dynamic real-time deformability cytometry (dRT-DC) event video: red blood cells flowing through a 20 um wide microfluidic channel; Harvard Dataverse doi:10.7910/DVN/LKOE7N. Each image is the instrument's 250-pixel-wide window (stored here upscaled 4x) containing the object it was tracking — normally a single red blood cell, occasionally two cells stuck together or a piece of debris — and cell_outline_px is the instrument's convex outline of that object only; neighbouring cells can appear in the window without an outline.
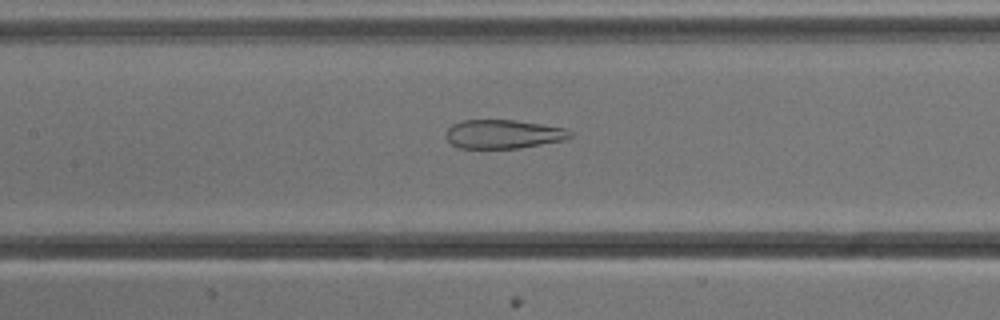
{"species": "common noctule bat (a hibernating species)", "species_latin": "Nyctalus noctula", "temperature_condition": "cold", "stored_images_in_passage": 54, "camera_frame_rate_fps": 3000, "um_per_image_px": 0.085, "animal": {"sex": "male", "body_mass_g": 13.3}, "frame": {"image": 1, "passage_image": 24, "time_ms": 7.667, "image_size_px": [1000, 320], "cell_outline_px": [[572, 136], [564, 140], [520, 148], [460, 148], [452, 144], [444, 136], [448, 128], [452, 124], [460, 120], [516, 120], [544, 124], [568, 128], [572, 132]], "centroid_in_image_um": [42.8, 11.39], "position_along_channel_um": 164.6, "area_um2": 21.1}}
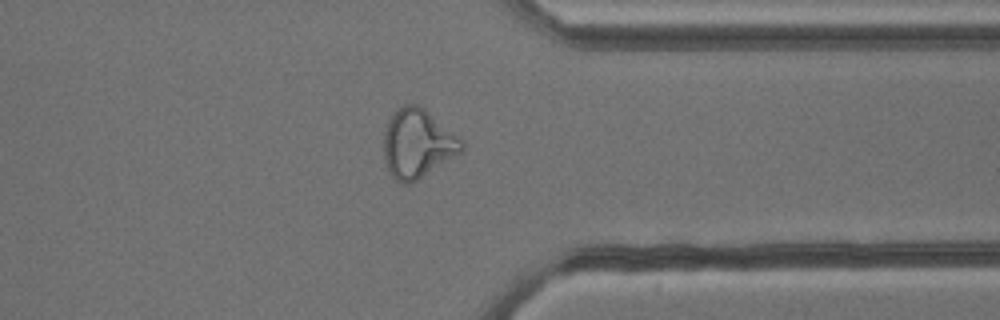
{"frame": {"image": 2, "passage_image": 41, "time_ms": 13.333, "image_size_px": [1000, 320], "cell_outline_px": [[464, 152], [416, 180], [408, 184], [400, 184], [388, 172], [384, 160], [384, 132], [388, 120], [396, 108], [404, 104], [416, 104], [424, 108], [460, 136], [464, 140]], "centroid_in_image_um": [35.51, 12.2], "position_along_channel_um": 375.9, "area_um2": 31.73}}
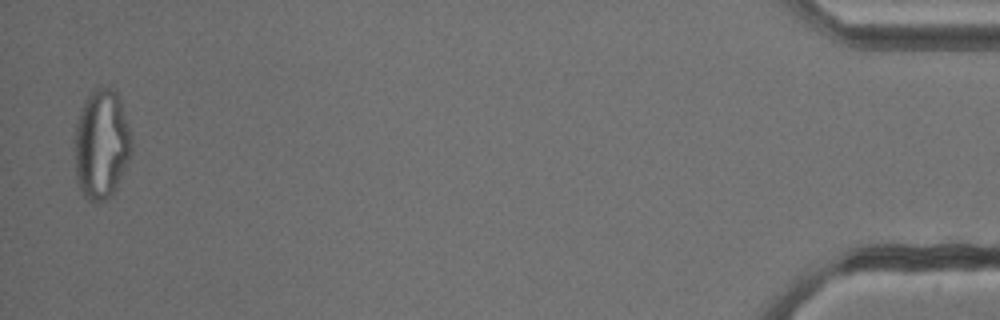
{"frame": {"image": 3, "passage_image": 52, "time_ms": 17.0, "image_size_px": [1000, 320], "cell_outline_px": [[132, 148], [116, 188], [104, 200], [96, 204], [92, 204], [80, 192], [76, 180], [76, 124], [80, 108], [84, 100], [100, 84], [116, 88], [132, 136]], "centroid_in_image_um": [8.62, 12.23], "position_along_channel_um": 426.6, "area_um2": 36.47}}